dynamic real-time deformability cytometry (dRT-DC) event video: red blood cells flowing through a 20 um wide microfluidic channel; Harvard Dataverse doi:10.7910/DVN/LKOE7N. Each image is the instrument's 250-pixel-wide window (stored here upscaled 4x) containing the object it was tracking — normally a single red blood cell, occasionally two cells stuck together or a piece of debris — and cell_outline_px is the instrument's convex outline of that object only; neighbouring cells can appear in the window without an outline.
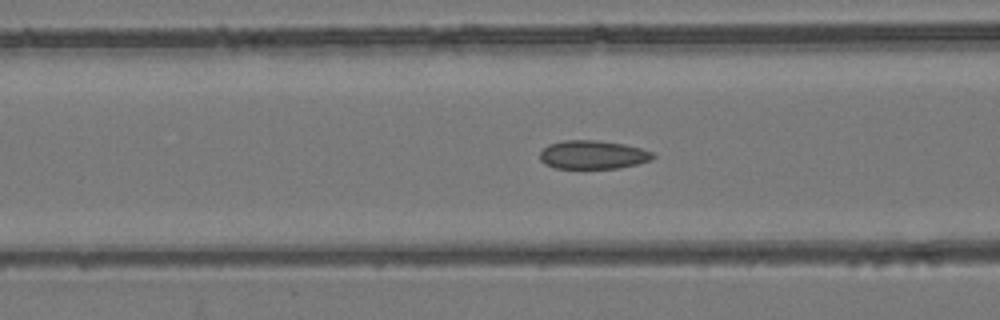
{"species": "common noctule bat (a hibernating species)", "species_latin": "Nyctalus noctula", "temperature_condition": "room temperature", "stored_images_in_passage": 50, "camera_frame_rate_fps": 3000, "um_per_image_px": 0.085, "animal": {"sex": "female", "body_mass_g": 24.6, "forearm_length_mm": 56.2}, "frame": {"image": 1, "passage_image": 18, "time_ms": 5.667, "image_size_px": [1000, 320], "cell_outline_px": [[656, 156], [652, 160], [636, 164], [616, 168], [556, 168], [544, 164], [540, 160], [540, 152], [548, 144], [564, 140], [596, 140], [624, 144], [640, 148], [652, 152]], "centroid_in_image_um": [50.38, 13.15], "position_along_channel_um": 116.2, "area_um2": 18.79}}
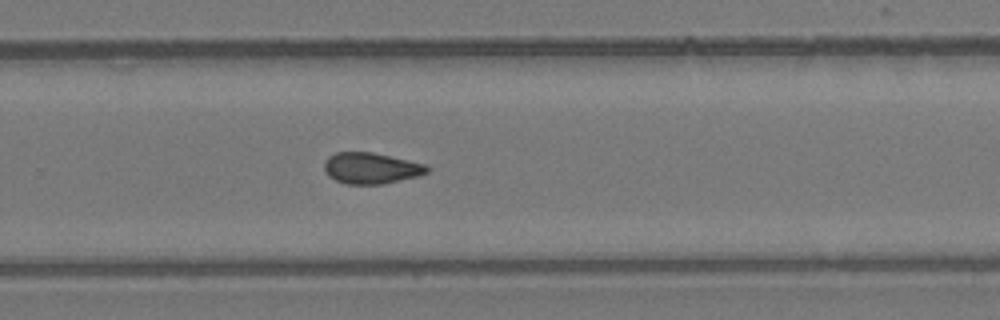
{"frame": {"image": 2, "passage_image": 32, "time_ms": 10.333, "image_size_px": [1000, 320], "cell_outline_px": [[428, 172], [420, 176], [384, 184], [348, 184], [336, 180], [328, 176], [324, 168], [324, 160], [328, 156], [336, 152], [372, 152], [424, 164], [428, 168]], "centroid_in_image_um": [31.51, 14.3], "position_along_channel_um": 298.3, "area_um2": 18.61}}
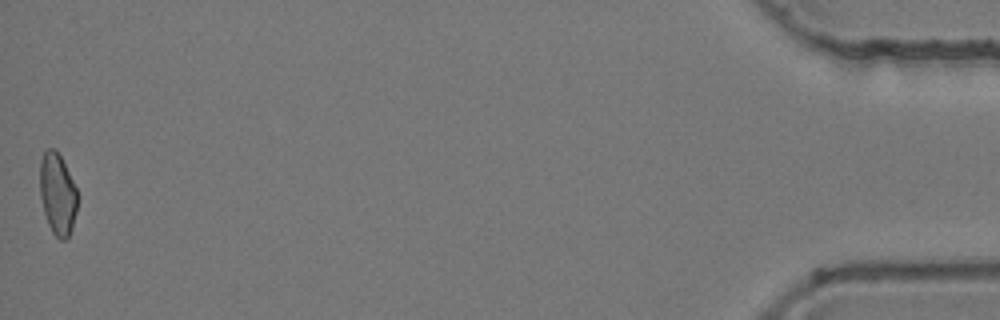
{"frame": {"image": 3, "passage_image": 50, "time_ms": 16.333, "image_size_px": [1000, 320], "cell_outline_px": [[76, 212], [72, 228], [68, 236], [64, 240], [60, 240], [52, 232], [48, 224], [44, 212], [40, 196], [40, 160], [44, 152], [48, 148], [56, 148], [76, 188]], "centroid_in_image_um": [4.87, 16.49], "position_along_channel_um": 430.3, "area_um2": 17.63}, "authors_computed_cell_mechanics": {"area_um2": 18.785, "velocity_mm_per_s": 3.9043, "shape_relaxation_time_tau1_ms": null, "shape_relaxation_time_tau2_ms": 4.3062, "deformation_change_tau1": null, "deformation_change_tau2": 0.0985}}